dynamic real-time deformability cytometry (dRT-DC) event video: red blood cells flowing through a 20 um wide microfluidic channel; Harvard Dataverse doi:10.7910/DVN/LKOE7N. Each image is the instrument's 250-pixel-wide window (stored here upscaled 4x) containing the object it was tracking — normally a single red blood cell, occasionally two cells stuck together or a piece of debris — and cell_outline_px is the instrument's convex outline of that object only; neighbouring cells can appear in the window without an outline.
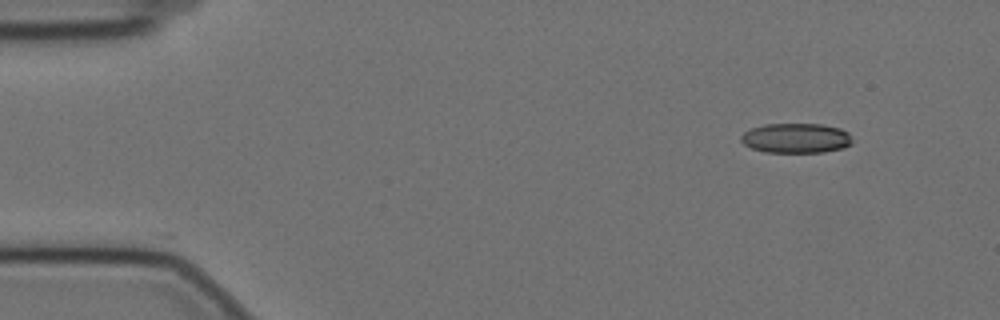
{"species": "Egyptian fruit bat (a non-hibernating species)", "species_latin": "Rousettus aegyptiacus", "temperature_condition": "cold", "stored_images_in_passage": 7, "camera_frame_rate_fps": 3000, "um_per_image_px": 0.085, "animal": {"sex": "female"}, "frame": {"image": 1, "passage_image": 1, "time_ms": 0.0, "image_size_px": [1000, 320], "cell_outline_px": [[852, 144], [844, 148], [824, 152], [764, 152], [752, 148], [744, 144], [740, 140], [740, 136], [744, 132], [752, 128], [764, 124], [820, 124], [840, 128], [848, 132], [852, 140]], "centroid_in_image_um": [67.67, 11.74], "position_along_channel_um": 17.3, "area_um2": 19.42}}